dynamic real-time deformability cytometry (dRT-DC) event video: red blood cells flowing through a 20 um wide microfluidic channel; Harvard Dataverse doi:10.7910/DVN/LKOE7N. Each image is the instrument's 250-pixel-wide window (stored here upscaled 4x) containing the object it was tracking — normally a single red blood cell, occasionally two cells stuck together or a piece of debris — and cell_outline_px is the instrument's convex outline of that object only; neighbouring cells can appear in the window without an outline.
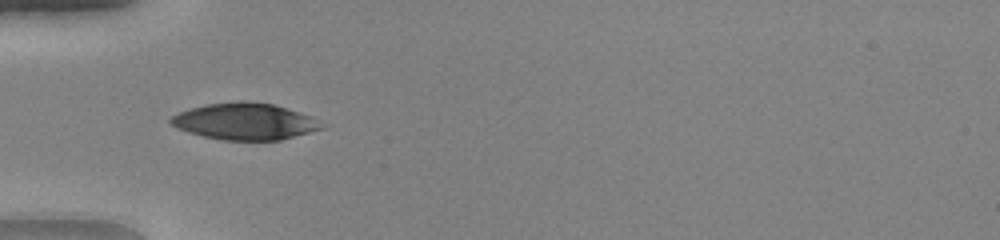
{"species": "human", "species_latin": "Homo sapiens", "temperature_condition": "warm", "stored_images_in_passage": 17, "camera_frame_rate_fps": 3000, "um_per_image_px": 0.085, "donor": {"sex": "female"}, "frame": {"image": 1, "passage_image": 3, "time_ms": 0.667, "image_size_px": [1000, 240], "cell_outline_px": [[324, 128], [280, 140], [224, 140], [204, 136], [188, 132], [176, 128], [168, 120], [172, 116], [180, 112], [192, 108], [208, 104], [272, 104], [300, 112], [312, 116], [324, 124]], "centroid_in_image_um": [20.84, 10.37], "position_along_channel_um": 64.2, "area_um2": 31.1}}
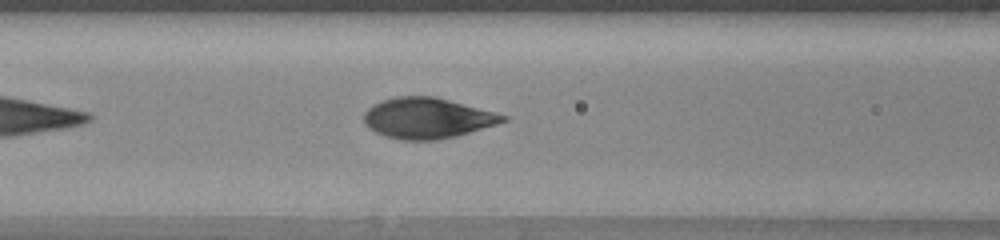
{"frame": {"image": 2, "passage_image": 8, "time_ms": 2.333, "image_size_px": [1000, 240], "cell_outline_px": [[508, 120], [496, 124], [456, 136], [440, 140], [404, 140], [384, 136], [368, 128], [364, 124], [364, 112], [372, 104], [380, 100], [396, 96], [432, 96], [496, 112], [508, 116]], "centroid_in_image_um": [36.28, 10.04], "position_along_channel_um": 130.3, "area_um2": 32.95}}
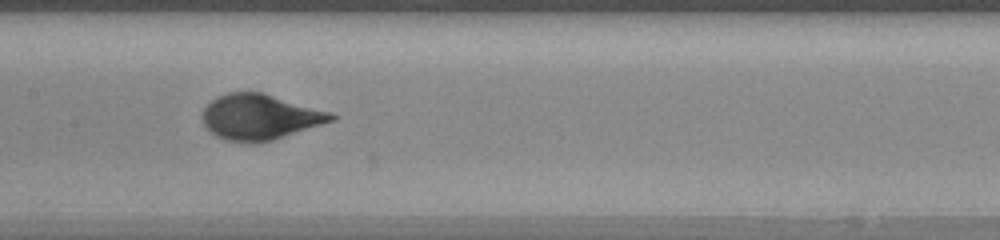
{"frame": {"image": 3, "passage_image": 12, "time_ms": 3.667, "image_size_px": [1000, 240], "cell_outline_px": [[336, 120], [260, 144], [252, 144], [224, 140], [208, 132], [200, 116], [204, 108], [216, 96], [228, 92], [260, 92], [332, 112], [336, 116]], "centroid_in_image_um": [22.05, 9.97], "position_along_channel_um": 185.3, "area_um2": 34.56}}